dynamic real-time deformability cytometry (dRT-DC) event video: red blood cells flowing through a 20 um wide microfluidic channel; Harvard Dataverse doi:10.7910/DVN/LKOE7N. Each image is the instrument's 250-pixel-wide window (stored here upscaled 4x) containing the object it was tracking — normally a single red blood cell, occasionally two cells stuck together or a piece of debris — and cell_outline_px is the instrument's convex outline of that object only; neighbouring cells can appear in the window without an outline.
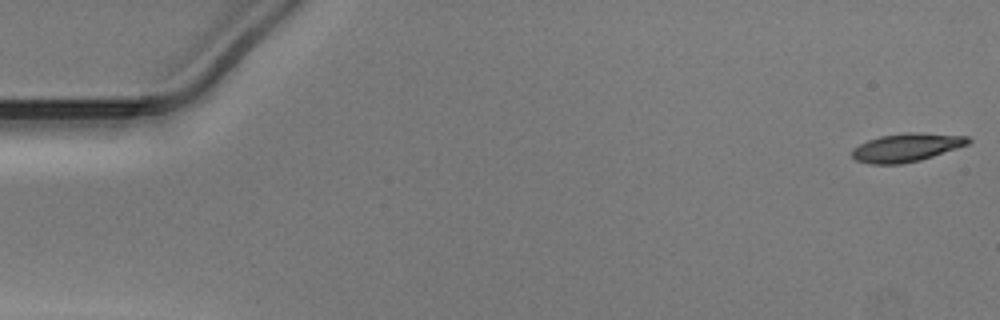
{"species": "Egyptian fruit bat (a non-hibernating species)", "species_latin": "Rousettus aegyptiacus", "temperature_condition": "warm", "stored_images_in_passage": 46, "camera_frame_rate_fps": 3000, "um_per_image_px": 0.085, "animal": {"sex": "male"}, "frame": {"image": 1, "passage_image": 1, "time_ms": 0.0, "image_size_px": [1000, 320], "cell_outline_px": [[972, 140], [968, 144], [920, 160], [900, 164], [868, 164], [856, 160], [852, 156], [852, 148], [868, 140], [880, 136], [904, 132], [920, 132], [968, 136]], "centroid_in_image_um": [77.03, 12.53], "position_along_channel_um": 8.0, "area_um2": 19.19}}
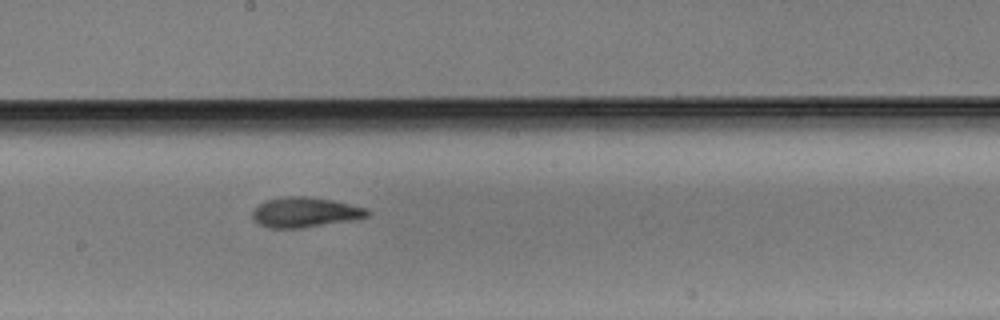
{"frame": {"image": 2, "passage_image": 28, "time_ms": 9.0, "image_size_px": [1000, 320], "cell_outline_px": [[372, 212], [368, 216], [352, 220], [300, 228], [268, 228], [252, 220], [252, 208], [256, 204], [264, 200], [284, 196], [308, 196], [332, 200], [368, 208]], "centroid_in_image_um": [25.88, 18.03], "position_along_channel_um": 222.3, "area_um2": 20.46}}
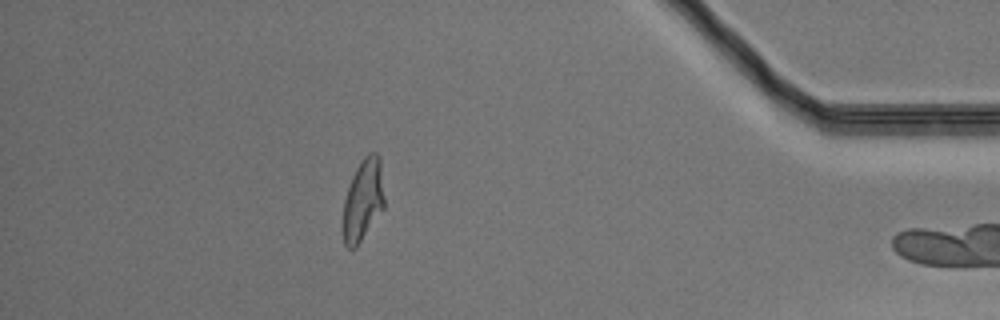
{"frame": {"image": 3, "passage_image": 45, "time_ms": 14.667, "image_size_px": [1000, 320], "cell_outline_px": [[384, 208], [356, 248], [348, 248], [344, 244], [344, 200], [352, 176], [360, 160], [368, 152], [376, 152], [380, 156], [384, 196]], "centroid_in_image_um": [30.88, 16.96], "position_along_channel_um": 404.3, "area_um2": 19.65}}